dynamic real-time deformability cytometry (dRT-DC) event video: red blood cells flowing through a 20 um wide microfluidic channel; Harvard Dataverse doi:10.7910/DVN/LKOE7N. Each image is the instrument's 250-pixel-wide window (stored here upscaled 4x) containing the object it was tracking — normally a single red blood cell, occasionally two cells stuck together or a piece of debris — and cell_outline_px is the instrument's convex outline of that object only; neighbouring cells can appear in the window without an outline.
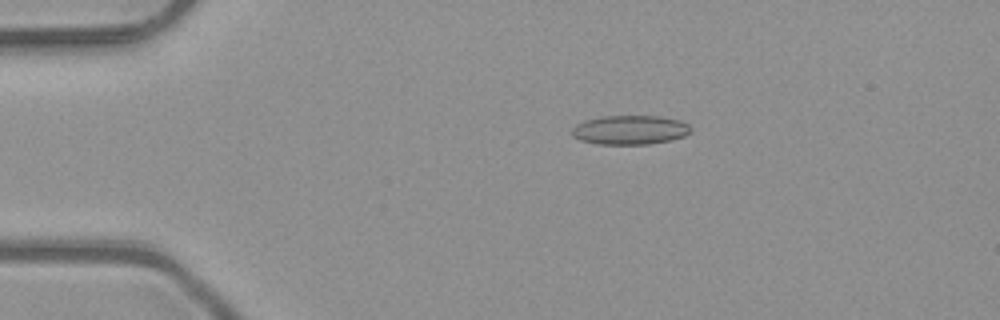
{"species": "common noctule bat (a hibernating species)", "species_latin": "Nyctalus noctula", "temperature_condition": "room temperature", "stored_images_in_passage": 52, "camera_frame_rate_fps": 3000, "um_per_image_px": 0.085, "animal": {"sex": "male", "body_mass_g": 23.1, "forearm_length_mm": 52.7}, "frame": {"image": 1, "passage_image": 11, "time_ms": 3.333, "image_size_px": [1000, 320], "cell_outline_px": [[692, 132], [684, 136], [668, 140], [648, 144], [600, 144], [580, 140], [572, 136], [572, 128], [576, 124], [584, 120], [600, 116], [660, 116], [680, 120], [688, 124], [692, 128]], "centroid_in_image_um": [53.55, 11.03], "position_along_channel_um": 31.5, "area_um2": 20.29}}
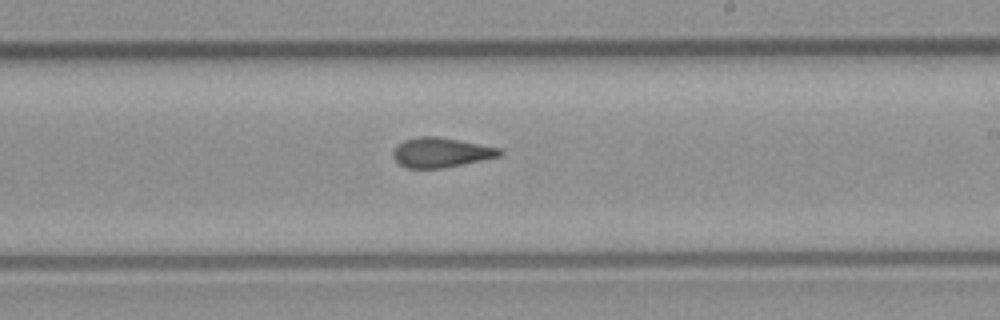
{"frame": {"image": 2, "passage_image": 31, "time_ms": 10.0, "image_size_px": [1000, 320], "cell_outline_px": [[504, 152], [500, 156], [444, 168], [408, 168], [400, 164], [392, 156], [392, 152], [396, 144], [404, 140], [420, 136], [436, 136], [460, 140], [500, 148]], "centroid_in_image_um": [37.47, 12.95], "position_along_channel_um": 251.5, "area_um2": 18.5}}
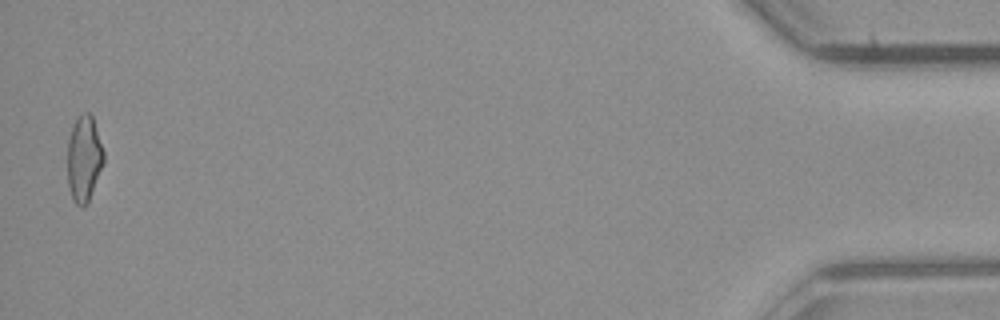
{"frame": {"image": 3, "passage_image": 51, "time_ms": 16.667, "image_size_px": [1000, 320], "cell_outline_px": [[104, 164], [88, 204], [76, 204], [72, 200], [68, 184], [68, 140], [72, 128], [80, 112], [88, 112], [92, 116], [104, 152]], "centroid_in_image_um": [7.15, 13.49], "position_along_channel_um": 428.0, "area_um2": 18.15}, "authors_computed_cell_mechanics": {"area_um2": 18.8717, "velocity_mm_per_s": 4.0972, "shape_relaxation_time_tau1_ms": 9.6248, "shape_relaxation_time_tau2_ms": 2.2706, "deformation_change_tau1": 0.201, "deformation_change_tau2": 0.1113}}